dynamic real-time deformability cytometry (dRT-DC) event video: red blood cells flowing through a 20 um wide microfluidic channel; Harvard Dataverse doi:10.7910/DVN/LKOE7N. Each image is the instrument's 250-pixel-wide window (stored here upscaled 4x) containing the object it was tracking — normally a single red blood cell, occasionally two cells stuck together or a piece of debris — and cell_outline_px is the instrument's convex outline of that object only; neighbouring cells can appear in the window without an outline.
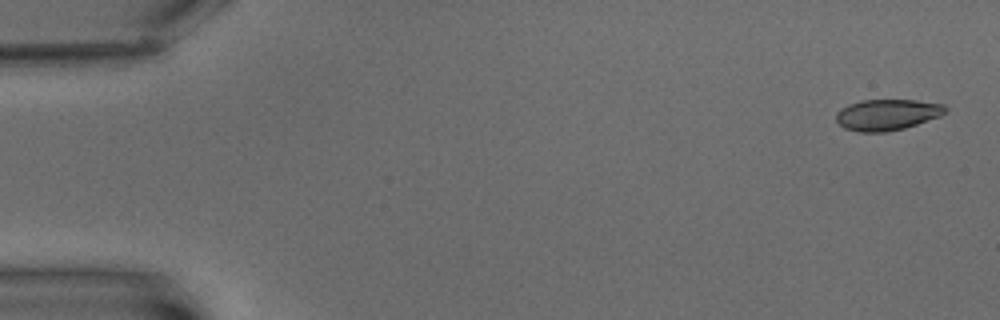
{"species": "common noctule bat (a hibernating species)", "species_latin": "Nyctalus noctula", "temperature_condition": "warm", "stored_images_in_passage": 6, "camera_frame_rate_fps": 3000, "um_per_image_px": 0.085, "animal": {"sex": "male", "body_mass_g": 15.6}, "frame": {"image": 1, "passage_image": 1, "time_ms": 0.0, "image_size_px": [1000, 320], "cell_outline_px": [[948, 112], [940, 116], [904, 128], [884, 132], [860, 132], [844, 128], [836, 120], [836, 112], [840, 108], [848, 104], [860, 100], [916, 100], [944, 104], [948, 108]], "centroid_in_image_um": [75.41, 9.74], "position_along_channel_um": 9.6, "area_um2": 19.88}}
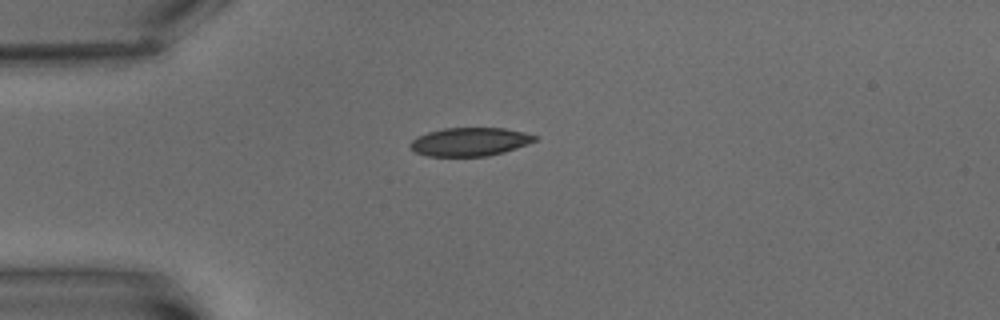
{"frame": {"image": 2, "passage_image": 5, "time_ms": 5.0, "image_size_px": [1000, 320], "cell_outline_px": [[536, 140], [528, 144], [504, 152], [488, 156], [428, 156], [416, 152], [408, 148], [408, 144], [416, 136], [428, 132], [444, 128], [504, 128], [524, 132], [536, 136]], "centroid_in_image_um": [39.89, 12.05], "position_along_channel_um": 45.1, "area_um2": 20.69}}